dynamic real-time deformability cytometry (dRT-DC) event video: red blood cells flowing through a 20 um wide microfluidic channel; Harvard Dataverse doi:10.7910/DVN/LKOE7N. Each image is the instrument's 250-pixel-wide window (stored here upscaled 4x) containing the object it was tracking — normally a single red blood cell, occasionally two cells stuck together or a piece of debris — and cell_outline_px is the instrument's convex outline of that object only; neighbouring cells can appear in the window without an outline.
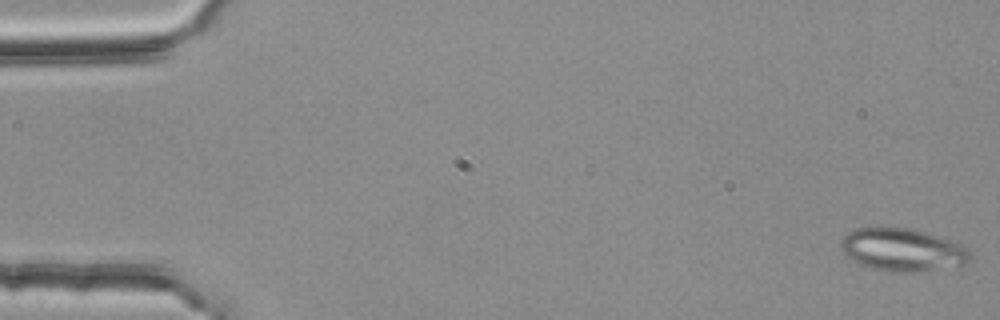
{"species": "common noctule bat (a hibernating species)", "species_latin": "Nyctalus noctula", "temperature_condition": "room temperature", "stored_images_in_passage": 54, "segment_of_instrument_passage": [1, 2], "camera_frame_rate_fps": 3000, "um_per_image_px": 0.085, "animal": {"sex": "female", "body_mass_g": 25.1}, "frame": {"image": 1, "passage_image": 1, "time_ms": 0.0, "image_size_px": [1000, 320], "cell_outline_px": [[972, 260], [968, 264], [908, 272], [892, 272], [872, 268], [860, 264], [844, 256], [840, 248], [840, 240], [848, 232], [856, 228], [876, 224], [888, 224], [912, 228], [964, 244], [972, 252]], "centroid_in_image_um": [76.68, 21.17], "position_along_channel_um": 8.3, "area_um2": 33.41}}